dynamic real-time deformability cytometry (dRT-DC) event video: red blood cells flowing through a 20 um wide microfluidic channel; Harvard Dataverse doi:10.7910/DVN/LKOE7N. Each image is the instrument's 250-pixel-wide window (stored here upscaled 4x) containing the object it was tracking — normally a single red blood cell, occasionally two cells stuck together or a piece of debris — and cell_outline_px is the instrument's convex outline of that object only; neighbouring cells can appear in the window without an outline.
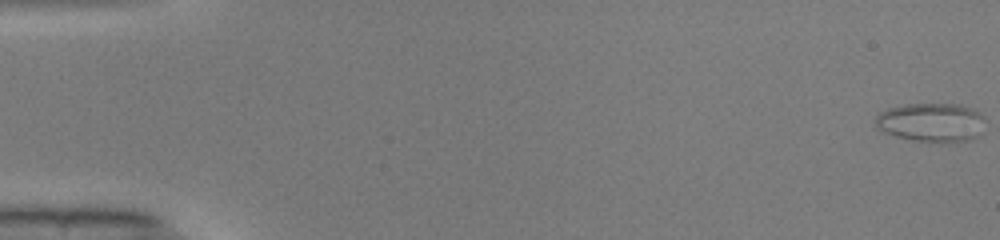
{"species": "common noctule bat (a hibernating species)", "species_latin": "Nyctalus noctula", "temperature_condition": "warm", "stored_images_in_passage": 49, "segment_of_instrument_passage": [1, 2], "camera_frame_rate_fps": 3000, "um_per_image_px": 0.085, "animal": {"sex": "male", "body_mass_g": 19.0, "forearm_length_mm": 50.8}, "frame": {"image": 1, "passage_image": 1, "time_ms": 0.0, "image_size_px": [1000, 240], "cell_outline_px": [[984, 116], [976, 136], [968, 140], [912, 140], [896, 136], [884, 132], [876, 128], [872, 120], [880, 112], [888, 108], [908, 104], [960, 104], [972, 108]], "centroid_in_image_um": [79.06, 10.36], "position_along_channel_um": 5.9, "area_um2": 24.22}}
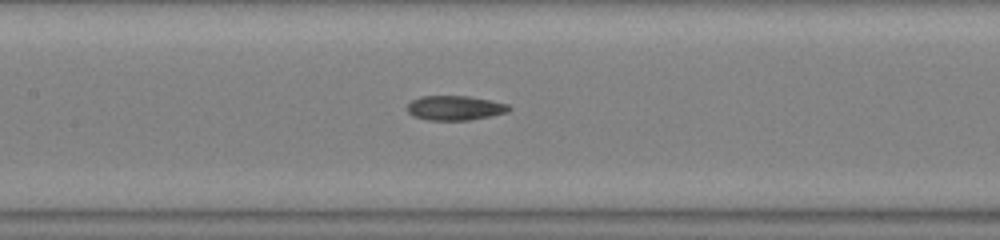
{"frame": {"image": 2, "passage_image": 25, "time_ms": 8.0, "image_size_px": [1000, 240], "cell_outline_px": [[512, 108], [508, 112], [468, 120], [428, 120], [412, 116], [408, 112], [408, 104], [412, 100], [420, 96], [468, 96], [508, 104]], "centroid_in_image_um": [38.65, 9.17], "position_along_channel_um": 168.8, "area_um2": 14.45}}
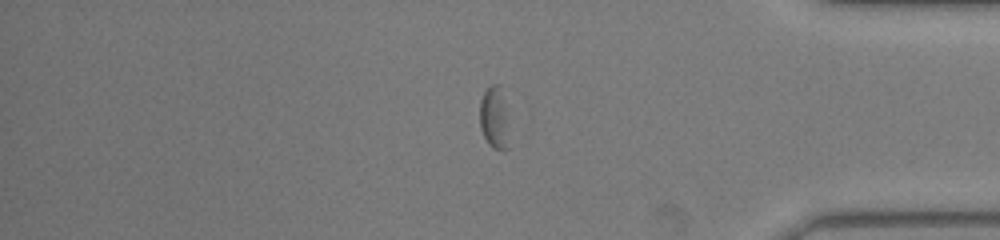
{"frame": {"image": 3, "passage_image": 43, "time_ms": 14.0, "image_size_px": [1000, 240], "cell_outline_px": [[508, 148], [492, 148], [488, 144], [480, 128], [480, 100], [484, 92], [492, 84], [500, 84], [504, 108]], "centroid_in_image_um": [41.95, 9.99], "position_along_channel_um": 393.3, "area_um2": 10.0}}